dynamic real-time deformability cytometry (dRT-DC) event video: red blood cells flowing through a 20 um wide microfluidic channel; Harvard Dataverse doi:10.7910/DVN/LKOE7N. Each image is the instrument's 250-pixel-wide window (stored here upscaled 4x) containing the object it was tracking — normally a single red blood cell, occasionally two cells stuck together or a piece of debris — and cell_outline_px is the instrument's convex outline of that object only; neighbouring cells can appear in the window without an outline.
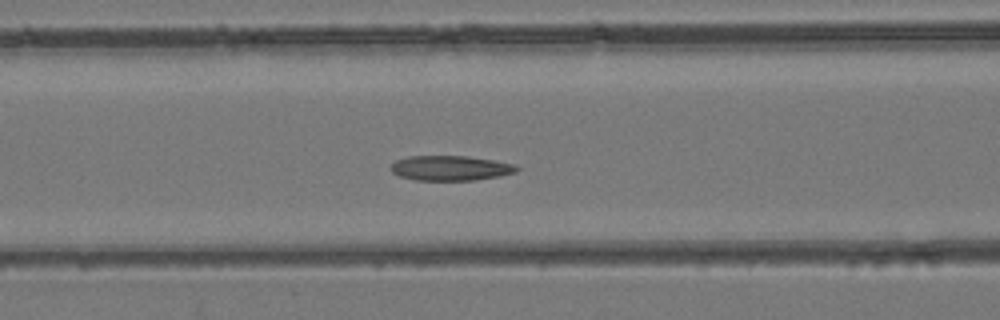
{"species": "common noctule bat (a hibernating species)", "species_latin": "Nyctalus noctula", "temperature_condition": "room temperature", "stored_images_in_passage": 50, "camera_frame_rate_fps": 3000, "um_per_image_px": 0.085, "animal": {"sex": "female", "body_mass_g": 24.6, "forearm_length_mm": 56.2}, "frame": {"image": 1, "passage_image": 21, "time_ms": 6.667, "image_size_px": [1000, 320], "cell_outline_px": [[520, 168], [516, 172], [500, 176], [476, 180], [416, 180], [400, 176], [392, 172], [388, 168], [396, 160], [408, 156], [468, 156], [516, 164]], "centroid_in_image_um": [38.3, 14.28], "position_along_channel_um": 128.3, "area_um2": 18.38}}
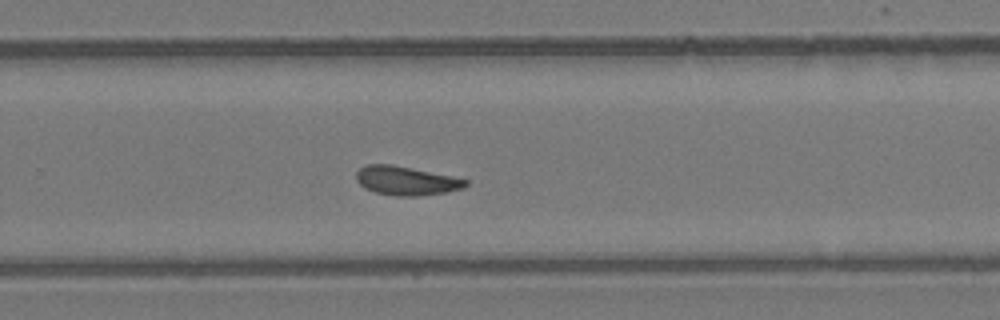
{"frame": {"image": 2, "passage_image": 33, "time_ms": 10.667, "image_size_px": [1000, 320], "cell_outline_px": [[468, 184], [464, 188], [444, 192], [416, 196], [396, 196], [376, 192], [364, 188], [356, 180], [356, 172], [360, 168], [368, 164], [392, 164], [452, 176], [468, 180]], "centroid_in_image_um": [34.51, 15.35], "position_along_channel_um": 295.3, "area_um2": 18.32}}
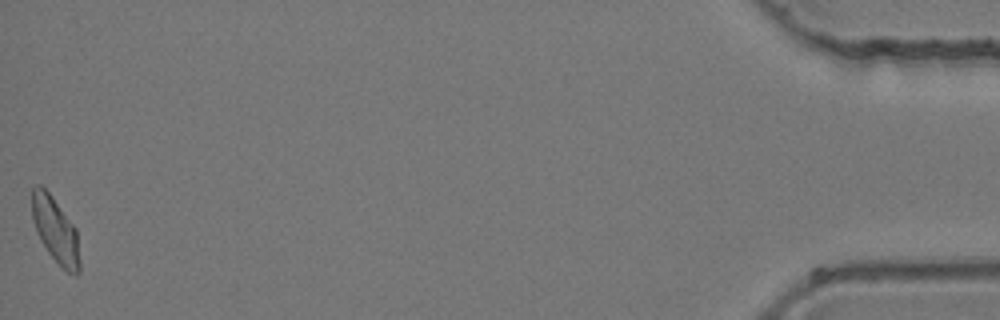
{"frame": {"image": 3, "passage_image": 50, "time_ms": 16.333, "image_size_px": [1000, 320], "cell_outline_px": [[80, 272], [76, 276], [68, 272], [48, 252], [40, 240], [36, 232], [32, 220], [32, 188], [36, 184], [40, 184], [52, 196], [76, 228], [80, 260]], "centroid_in_image_um": [4.71, 19.56], "position_along_channel_um": 430.5, "area_um2": 18.21}}